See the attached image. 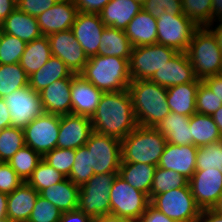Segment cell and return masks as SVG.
Returning a JSON list of instances; mask_svg holds the SVG:
<instances>
[{"instance_id": "d590c367", "label": "cell", "mask_w": 222, "mask_h": 222, "mask_svg": "<svg viewBox=\"0 0 222 222\" xmlns=\"http://www.w3.org/2000/svg\"><path fill=\"white\" fill-rule=\"evenodd\" d=\"M41 160V154L25 145L9 160L8 164L23 182H27Z\"/></svg>"}, {"instance_id": "9c48e42d", "label": "cell", "mask_w": 222, "mask_h": 222, "mask_svg": "<svg viewBox=\"0 0 222 222\" xmlns=\"http://www.w3.org/2000/svg\"><path fill=\"white\" fill-rule=\"evenodd\" d=\"M85 146L90 153V170L95 175L119 173L121 140L93 131Z\"/></svg>"}, {"instance_id": "ab89813d", "label": "cell", "mask_w": 222, "mask_h": 222, "mask_svg": "<svg viewBox=\"0 0 222 222\" xmlns=\"http://www.w3.org/2000/svg\"><path fill=\"white\" fill-rule=\"evenodd\" d=\"M66 177L59 171H56L43 159L33 171L27 183L32 186L38 193L56 183L63 181Z\"/></svg>"}, {"instance_id": "9a60e30c", "label": "cell", "mask_w": 222, "mask_h": 222, "mask_svg": "<svg viewBox=\"0 0 222 222\" xmlns=\"http://www.w3.org/2000/svg\"><path fill=\"white\" fill-rule=\"evenodd\" d=\"M47 37L52 56L61 59L73 74H80L89 58L75 39L72 30L52 33Z\"/></svg>"}, {"instance_id": "6125c7cd", "label": "cell", "mask_w": 222, "mask_h": 222, "mask_svg": "<svg viewBox=\"0 0 222 222\" xmlns=\"http://www.w3.org/2000/svg\"><path fill=\"white\" fill-rule=\"evenodd\" d=\"M7 194L0 192V219L7 217Z\"/></svg>"}, {"instance_id": "680465c9", "label": "cell", "mask_w": 222, "mask_h": 222, "mask_svg": "<svg viewBox=\"0 0 222 222\" xmlns=\"http://www.w3.org/2000/svg\"><path fill=\"white\" fill-rule=\"evenodd\" d=\"M222 19V0H212V15H211V24L207 27L212 28V24L215 20Z\"/></svg>"}, {"instance_id": "603a6c76", "label": "cell", "mask_w": 222, "mask_h": 222, "mask_svg": "<svg viewBox=\"0 0 222 222\" xmlns=\"http://www.w3.org/2000/svg\"><path fill=\"white\" fill-rule=\"evenodd\" d=\"M39 193L23 182L7 195V217L13 222H28Z\"/></svg>"}, {"instance_id": "5b68a950", "label": "cell", "mask_w": 222, "mask_h": 222, "mask_svg": "<svg viewBox=\"0 0 222 222\" xmlns=\"http://www.w3.org/2000/svg\"><path fill=\"white\" fill-rule=\"evenodd\" d=\"M198 80L222 74V51L207 27H198L186 51Z\"/></svg>"}, {"instance_id": "f907efd6", "label": "cell", "mask_w": 222, "mask_h": 222, "mask_svg": "<svg viewBox=\"0 0 222 222\" xmlns=\"http://www.w3.org/2000/svg\"><path fill=\"white\" fill-rule=\"evenodd\" d=\"M111 0H74L80 13L99 14Z\"/></svg>"}, {"instance_id": "f35d334b", "label": "cell", "mask_w": 222, "mask_h": 222, "mask_svg": "<svg viewBox=\"0 0 222 222\" xmlns=\"http://www.w3.org/2000/svg\"><path fill=\"white\" fill-rule=\"evenodd\" d=\"M183 14L197 27L211 24L212 0H181Z\"/></svg>"}, {"instance_id": "7402d4cb", "label": "cell", "mask_w": 222, "mask_h": 222, "mask_svg": "<svg viewBox=\"0 0 222 222\" xmlns=\"http://www.w3.org/2000/svg\"><path fill=\"white\" fill-rule=\"evenodd\" d=\"M72 78L57 80L41 91L43 111L51 114H71Z\"/></svg>"}, {"instance_id": "be15d7a7", "label": "cell", "mask_w": 222, "mask_h": 222, "mask_svg": "<svg viewBox=\"0 0 222 222\" xmlns=\"http://www.w3.org/2000/svg\"><path fill=\"white\" fill-rule=\"evenodd\" d=\"M222 134V106L211 116Z\"/></svg>"}, {"instance_id": "ac0fdd59", "label": "cell", "mask_w": 222, "mask_h": 222, "mask_svg": "<svg viewBox=\"0 0 222 222\" xmlns=\"http://www.w3.org/2000/svg\"><path fill=\"white\" fill-rule=\"evenodd\" d=\"M93 132L91 118L83 115H60L57 147L77 149L84 146Z\"/></svg>"}, {"instance_id": "f1b7e54d", "label": "cell", "mask_w": 222, "mask_h": 222, "mask_svg": "<svg viewBox=\"0 0 222 222\" xmlns=\"http://www.w3.org/2000/svg\"><path fill=\"white\" fill-rule=\"evenodd\" d=\"M189 121L190 116L170 112L155 128L170 144L192 145Z\"/></svg>"}, {"instance_id": "6f0895ef", "label": "cell", "mask_w": 222, "mask_h": 222, "mask_svg": "<svg viewBox=\"0 0 222 222\" xmlns=\"http://www.w3.org/2000/svg\"><path fill=\"white\" fill-rule=\"evenodd\" d=\"M11 126L9 109L4 98L0 97V130Z\"/></svg>"}, {"instance_id": "03108f58", "label": "cell", "mask_w": 222, "mask_h": 222, "mask_svg": "<svg viewBox=\"0 0 222 222\" xmlns=\"http://www.w3.org/2000/svg\"><path fill=\"white\" fill-rule=\"evenodd\" d=\"M137 3H139L140 5H143L145 2H147L148 0H135Z\"/></svg>"}, {"instance_id": "836d02e7", "label": "cell", "mask_w": 222, "mask_h": 222, "mask_svg": "<svg viewBox=\"0 0 222 222\" xmlns=\"http://www.w3.org/2000/svg\"><path fill=\"white\" fill-rule=\"evenodd\" d=\"M191 144L202 147L222 140V134L213 118L206 114L194 113L190 116Z\"/></svg>"}, {"instance_id": "e0dca14e", "label": "cell", "mask_w": 222, "mask_h": 222, "mask_svg": "<svg viewBox=\"0 0 222 222\" xmlns=\"http://www.w3.org/2000/svg\"><path fill=\"white\" fill-rule=\"evenodd\" d=\"M105 26L99 14L77 13L71 30L88 58L98 55Z\"/></svg>"}, {"instance_id": "f5cc1de1", "label": "cell", "mask_w": 222, "mask_h": 222, "mask_svg": "<svg viewBox=\"0 0 222 222\" xmlns=\"http://www.w3.org/2000/svg\"><path fill=\"white\" fill-rule=\"evenodd\" d=\"M59 222H93V219L79 209L61 214Z\"/></svg>"}, {"instance_id": "c3c4849f", "label": "cell", "mask_w": 222, "mask_h": 222, "mask_svg": "<svg viewBox=\"0 0 222 222\" xmlns=\"http://www.w3.org/2000/svg\"><path fill=\"white\" fill-rule=\"evenodd\" d=\"M23 183L18 174L11 168V166L4 162L0 166V192L4 194L12 193Z\"/></svg>"}, {"instance_id": "7c38bea8", "label": "cell", "mask_w": 222, "mask_h": 222, "mask_svg": "<svg viewBox=\"0 0 222 222\" xmlns=\"http://www.w3.org/2000/svg\"><path fill=\"white\" fill-rule=\"evenodd\" d=\"M60 115L43 112L24 131L25 145L42 156L57 147Z\"/></svg>"}, {"instance_id": "11a10c76", "label": "cell", "mask_w": 222, "mask_h": 222, "mask_svg": "<svg viewBox=\"0 0 222 222\" xmlns=\"http://www.w3.org/2000/svg\"><path fill=\"white\" fill-rule=\"evenodd\" d=\"M16 8L15 0H0V25Z\"/></svg>"}, {"instance_id": "74e56055", "label": "cell", "mask_w": 222, "mask_h": 222, "mask_svg": "<svg viewBox=\"0 0 222 222\" xmlns=\"http://www.w3.org/2000/svg\"><path fill=\"white\" fill-rule=\"evenodd\" d=\"M25 146L24 131L10 126L0 130V158L3 162L9 160Z\"/></svg>"}, {"instance_id": "f6af8a7d", "label": "cell", "mask_w": 222, "mask_h": 222, "mask_svg": "<svg viewBox=\"0 0 222 222\" xmlns=\"http://www.w3.org/2000/svg\"><path fill=\"white\" fill-rule=\"evenodd\" d=\"M61 214L54 204L38 195L28 222H59Z\"/></svg>"}, {"instance_id": "8fae6325", "label": "cell", "mask_w": 222, "mask_h": 222, "mask_svg": "<svg viewBox=\"0 0 222 222\" xmlns=\"http://www.w3.org/2000/svg\"><path fill=\"white\" fill-rule=\"evenodd\" d=\"M198 27L184 14L163 13L157 18V44L186 52Z\"/></svg>"}, {"instance_id": "a7ac6f4b", "label": "cell", "mask_w": 222, "mask_h": 222, "mask_svg": "<svg viewBox=\"0 0 222 222\" xmlns=\"http://www.w3.org/2000/svg\"><path fill=\"white\" fill-rule=\"evenodd\" d=\"M1 38H2V28H1V25H0V46H1Z\"/></svg>"}, {"instance_id": "91938a15", "label": "cell", "mask_w": 222, "mask_h": 222, "mask_svg": "<svg viewBox=\"0 0 222 222\" xmlns=\"http://www.w3.org/2000/svg\"><path fill=\"white\" fill-rule=\"evenodd\" d=\"M93 222H134V221L126 217L107 214L100 218L93 219Z\"/></svg>"}, {"instance_id": "e575fe53", "label": "cell", "mask_w": 222, "mask_h": 222, "mask_svg": "<svg viewBox=\"0 0 222 222\" xmlns=\"http://www.w3.org/2000/svg\"><path fill=\"white\" fill-rule=\"evenodd\" d=\"M28 79L19 63L0 64V97L4 98L13 91L28 86Z\"/></svg>"}, {"instance_id": "681fc988", "label": "cell", "mask_w": 222, "mask_h": 222, "mask_svg": "<svg viewBox=\"0 0 222 222\" xmlns=\"http://www.w3.org/2000/svg\"><path fill=\"white\" fill-rule=\"evenodd\" d=\"M59 1L60 0H18L17 8L24 13L37 17Z\"/></svg>"}, {"instance_id": "3957f363", "label": "cell", "mask_w": 222, "mask_h": 222, "mask_svg": "<svg viewBox=\"0 0 222 222\" xmlns=\"http://www.w3.org/2000/svg\"><path fill=\"white\" fill-rule=\"evenodd\" d=\"M80 75L103 93L126 90L131 82L129 61L116 56L90 57Z\"/></svg>"}, {"instance_id": "60d3db41", "label": "cell", "mask_w": 222, "mask_h": 222, "mask_svg": "<svg viewBox=\"0 0 222 222\" xmlns=\"http://www.w3.org/2000/svg\"><path fill=\"white\" fill-rule=\"evenodd\" d=\"M93 175V170H90V153L88 148L84 145L75 149V161L68 178L75 185L81 187L87 183Z\"/></svg>"}, {"instance_id": "ee69618b", "label": "cell", "mask_w": 222, "mask_h": 222, "mask_svg": "<svg viewBox=\"0 0 222 222\" xmlns=\"http://www.w3.org/2000/svg\"><path fill=\"white\" fill-rule=\"evenodd\" d=\"M42 159L59 171L66 178L70 175L72 165L75 161V149L54 148L45 153Z\"/></svg>"}, {"instance_id": "003e7915", "label": "cell", "mask_w": 222, "mask_h": 222, "mask_svg": "<svg viewBox=\"0 0 222 222\" xmlns=\"http://www.w3.org/2000/svg\"><path fill=\"white\" fill-rule=\"evenodd\" d=\"M216 209L219 210L222 213V200H221L219 206Z\"/></svg>"}, {"instance_id": "bcb514c9", "label": "cell", "mask_w": 222, "mask_h": 222, "mask_svg": "<svg viewBox=\"0 0 222 222\" xmlns=\"http://www.w3.org/2000/svg\"><path fill=\"white\" fill-rule=\"evenodd\" d=\"M222 106L221 100L213 94L208 86L202 81L199 84L196 94V111L197 113L212 116Z\"/></svg>"}, {"instance_id": "52a82bcc", "label": "cell", "mask_w": 222, "mask_h": 222, "mask_svg": "<svg viewBox=\"0 0 222 222\" xmlns=\"http://www.w3.org/2000/svg\"><path fill=\"white\" fill-rule=\"evenodd\" d=\"M150 204L176 222H198L202 212L191 193L189 184L155 195Z\"/></svg>"}, {"instance_id": "7dc6e473", "label": "cell", "mask_w": 222, "mask_h": 222, "mask_svg": "<svg viewBox=\"0 0 222 222\" xmlns=\"http://www.w3.org/2000/svg\"><path fill=\"white\" fill-rule=\"evenodd\" d=\"M142 9L154 18H159L163 13L183 14L181 0H148L142 5Z\"/></svg>"}, {"instance_id": "7a4b0ae2", "label": "cell", "mask_w": 222, "mask_h": 222, "mask_svg": "<svg viewBox=\"0 0 222 222\" xmlns=\"http://www.w3.org/2000/svg\"><path fill=\"white\" fill-rule=\"evenodd\" d=\"M138 126L156 127L171 111L167 88L150 80H134L127 88Z\"/></svg>"}, {"instance_id": "4316f807", "label": "cell", "mask_w": 222, "mask_h": 222, "mask_svg": "<svg viewBox=\"0 0 222 222\" xmlns=\"http://www.w3.org/2000/svg\"><path fill=\"white\" fill-rule=\"evenodd\" d=\"M80 187L69 178L39 192V195L54 204L61 213L78 209Z\"/></svg>"}, {"instance_id": "e7e4bbea", "label": "cell", "mask_w": 222, "mask_h": 222, "mask_svg": "<svg viewBox=\"0 0 222 222\" xmlns=\"http://www.w3.org/2000/svg\"><path fill=\"white\" fill-rule=\"evenodd\" d=\"M0 222H13V221H11L8 217H4L0 219Z\"/></svg>"}, {"instance_id": "d6a6232c", "label": "cell", "mask_w": 222, "mask_h": 222, "mask_svg": "<svg viewBox=\"0 0 222 222\" xmlns=\"http://www.w3.org/2000/svg\"><path fill=\"white\" fill-rule=\"evenodd\" d=\"M133 46L124 30L105 26L102 31L98 55L116 56L130 60Z\"/></svg>"}, {"instance_id": "b9f144b4", "label": "cell", "mask_w": 222, "mask_h": 222, "mask_svg": "<svg viewBox=\"0 0 222 222\" xmlns=\"http://www.w3.org/2000/svg\"><path fill=\"white\" fill-rule=\"evenodd\" d=\"M213 168L222 171V140L197 149L196 170Z\"/></svg>"}, {"instance_id": "5bb4252c", "label": "cell", "mask_w": 222, "mask_h": 222, "mask_svg": "<svg viewBox=\"0 0 222 222\" xmlns=\"http://www.w3.org/2000/svg\"><path fill=\"white\" fill-rule=\"evenodd\" d=\"M188 184L201 210L219 206L222 200V171L214 168L196 170Z\"/></svg>"}, {"instance_id": "89a4df30", "label": "cell", "mask_w": 222, "mask_h": 222, "mask_svg": "<svg viewBox=\"0 0 222 222\" xmlns=\"http://www.w3.org/2000/svg\"><path fill=\"white\" fill-rule=\"evenodd\" d=\"M4 162L1 160V158H0V166L3 164Z\"/></svg>"}, {"instance_id": "277c9868", "label": "cell", "mask_w": 222, "mask_h": 222, "mask_svg": "<svg viewBox=\"0 0 222 222\" xmlns=\"http://www.w3.org/2000/svg\"><path fill=\"white\" fill-rule=\"evenodd\" d=\"M167 141L155 127L137 126L121 140V162L158 166Z\"/></svg>"}, {"instance_id": "7bdbcfd3", "label": "cell", "mask_w": 222, "mask_h": 222, "mask_svg": "<svg viewBox=\"0 0 222 222\" xmlns=\"http://www.w3.org/2000/svg\"><path fill=\"white\" fill-rule=\"evenodd\" d=\"M26 42L21 39L2 32L0 46V64L19 63L24 53Z\"/></svg>"}, {"instance_id": "2e32d148", "label": "cell", "mask_w": 222, "mask_h": 222, "mask_svg": "<svg viewBox=\"0 0 222 222\" xmlns=\"http://www.w3.org/2000/svg\"><path fill=\"white\" fill-rule=\"evenodd\" d=\"M149 80L164 88L191 82H202L197 79L187 52H178Z\"/></svg>"}, {"instance_id": "8d00e7d4", "label": "cell", "mask_w": 222, "mask_h": 222, "mask_svg": "<svg viewBox=\"0 0 222 222\" xmlns=\"http://www.w3.org/2000/svg\"><path fill=\"white\" fill-rule=\"evenodd\" d=\"M188 184V180L179 173L156 167L154 171L153 184L150 190V200L158 194L166 193L172 189L185 187Z\"/></svg>"}, {"instance_id": "db71d44e", "label": "cell", "mask_w": 222, "mask_h": 222, "mask_svg": "<svg viewBox=\"0 0 222 222\" xmlns=\"http://www.w3.org/2000/svg\"><path fill=\"white\" fill-rule=\"evenodd\" d=\"M203 82L222 102V74L205 78Z\"/></svg>"}, {"instance_id": "9f6ffc18", "label": "cell", "mask_w": 222, "mask_h": 222, "mask_svg": "<svg viewBox=\"0 0 222 222\" xmlns=\"http://www.w3.org/2000/svg\"><path fill=\"white\" fill-rule=\"evenodd\" d=\"M198 222H222V213L215 209H204Z\"/></svg>"}, {"instance_id": "ba28073f", "label": "cell", "mask_w": 222, "mask_h": 222, "mask_svg": "<svg viewBox=\"0 0 222 222\" xmlns=\"http://www.w3.org/2000/svg\"><path fill=\"white\" fill-rule=\"evenodd\" d=\"M178 51L161 44L134 47L129 60L131 81L149 80L156 71L173 58Z\"/></svg>"}, {"instance_id": "d6986e66", "label": "cell", "mask_w": 222, "mask_h": 222, "mask_svg": "<svg viewBox=\"0 0 222 222\" xmlns=\"http://www.w3.org/2000/svg\"><path fill=\"white\" fill-rule=\"evenodd\" d=\"M197 149L195 145L179 146L167 142L158 167L173 170L189 181L196 171Z\"/></svg>"}, {"instance_id": "4dcf8cb0", "label": "cell", "mask_w": 222, "mask_h": 222, "mask_svg": "<svg viewBox=\"0 0 222 222\" xmlns=\"http://www.w3.org/2000/svg\"><path fill=\"white\" fill-rule=\"evenodd\" d=\"M51 56L49 39L42 35L26 44L19 64L29 77L45 65Z\"/></svg>"}, {"instance_id": "f546056e", "label": "cell", "mask_w": 222, "mask_h": 222, "mask_svg": "<svg viewBox=\"0 0 222 222\" xmlns=\"http://www.w3.org/2000/svg\"><path fill=\"white\" fill-rule=\"evenodd\" d=\"M72 71L58 57L51 56L50 59L37 72L29 76L28 86L40 93L53 82L73 77Z\"/></svg>"}, {"instance_id": "83f0119b", "label": "cell", "mask_w": 222, "mask_h": 222, "mask_svg": "<svg viewBox=\"0 0 222 222\" xmlns=\"http://www.w3.org/2000/svg\"><path fill=\"white\" fill-rule=\"evenodd\" d=\"M201 82H191L167 88V104L171 112L191 116L196 113V94Z\"/></svg>"}, {"instance_id": "816d5d0a", "label": "cell", "mask_w": 222, "mask_h": 222, "mask_svg": "<svg viewBox=\"0 0 222 222\" xmlns=\"http://www.w3.org/2000/svg\"><path fill=\"white\" fill-rule=\"evenodd\" d=\"M137 222H176V221L167 217L165 214L158 211L151 204H149L146 208V211Z\"/></svg>"}, {"instance_id": "30bf717a", "label": "cell", "mask_w": 222, "mask_h": 222, "mask_svg": "<svg viewBox=\"0 0 222 222\" xmlns=\"http://www.w3.org/2000/svg\"><path fill=\"white\" fill-rule=\"evenodd\" d=\"M150 204L149 197L129 185L119 175L110 191V214L137 222Z\"/></svg>"}, {"instance_id": "6da1fadb", "label": "cell", "mask_w": 222, "mask_h": 222, "mask_svg": "<svg viewBox=\"0 0 222 222\" xmlns=\"http://www.w3.org/2000/svg\"><path fill=\"white\" fill-rule=\"evenodd\" d=\"M91 123L93 131L123 140L138 126L128 90L103 93Z\"/></svg>"}, {"instance_id": "1f68e13d", "label": "cell", "mask_w": 222, "mask_h": 222, "mask_svg": "<svg viewBox=\"0 0 222 222\" xmlns=\"http://www.w3.org/2000/svg\"><path fill=\"white\" fill-rule=\"evenodd\" d=\"M156 166L144 163L121 162L119 176L135 189L145 193L150 200Z\"/></svg>"}, {"instance_id": "94428289", "label": "cell", "mask_w": 222, "mask_h": 222, "mask_svg": "<svg viewBox=\"0 0 222 222\" xmlns=\"http://www.w3.org/2000/svg\"><path fill=\"white\" fill-rule=\"evenodd\" d=\"M221 22L215 29H210V27H207L214 35L216 38L217 44L222 51V19L219 20Z\"/></svg>"}, {"instance_id": "d4e9b609", "label": "cell", "mask_w": 222, "mask_h": 222, "mask_svg": "<svg viewBox=\"0 0 222 222\" xmlns=\"http://www.w3.org/2000/svg\"><path fill=\"white\" fill-rule=\"evenodd\" d=\"M141 10L142 5L135 0H111L99 15L106 26L125 30Z\"/></svg>"}, {"instance_id": "484cf974", "label": "cell", "mask_w": 222, "mask_h": 222, "mask_svg": "<svg viewBox=\"0 0 222 222\" xmlns=\"http://www.w3.org/2000/svg\"><path fill=\"white\" fill-rule=\"evenodd\" d=\"M2 32L13 35L28 43L43 34L36 17L16 8L1 24Z\"/></svg>"}, {"instance_id": "4fadbf2b", "label": "cell", "mask_w": 222, "mask_h": 222, "mask_svg": "<svg viewBox=\"0 0 222 222\" xmlns=\"http://www.w3.org/2000/svg\"><path fill=\"white\" fill-rule=\"evenodd\" d=\"M10 112L11 126L24 129L44 111L40 94L29 86L17 89L4 97Z\"/></svg>"}, {"instance_id": "ffe728a7", "label": "cell", "mask_w": 222, "mask_h": 222, "mask_svg": "<svg viewBox=\"0 0 222 222\" xmlns=\"http://www.w3.org/2000/svg\"><path fill=\"white\" fill-rule=\"evenodd\" d=\"M77 13L74 0H60L50 9L38 15L36 19L41 33L48 36L71 29Z\"/></svg>"}, {"instance_id": "44dd1931", "label": "cell", "mask_w": 222, "mask_h": 222, "mask_svg": "<svg viewBox=\"0 0 222 222\" xmlns=\"http://www.w3.org/2000/svg\"><path fill=\"white\" fill-rule=\"evenodd\" d=\"M103 92L80 74H74L71 84V113L92 117Z\"/></svg>"}, {"instance_id": "8992f818", "label": "cell", "mask_w": 222, "mask_h": 222, "mask_svg": "<svg viewBox=\"0 0 222 222\" xmlns=\"http://www.w3.org/2000/svg\"><path fill=\"white\" fill-rule=\"evenodd\" d=\"M119 173L93 175L79 190L78 209L92 219L110 214V191Z\"/></svg>"}, {"instance_id": "cb8c5ba5", "label": "cell", "mask_w": 222, "mask_h": 222, "mask_svg": "<svg viewBox=\"0 0 222 222\" xmlns=\"http://www.w3.org/2000/svg\"><path fill=\"white\" fill-rule=\"evenodd\" d=\"M133 48L157 43V19L143 9L124 30Z\"/></svg>"}]
</instances>
